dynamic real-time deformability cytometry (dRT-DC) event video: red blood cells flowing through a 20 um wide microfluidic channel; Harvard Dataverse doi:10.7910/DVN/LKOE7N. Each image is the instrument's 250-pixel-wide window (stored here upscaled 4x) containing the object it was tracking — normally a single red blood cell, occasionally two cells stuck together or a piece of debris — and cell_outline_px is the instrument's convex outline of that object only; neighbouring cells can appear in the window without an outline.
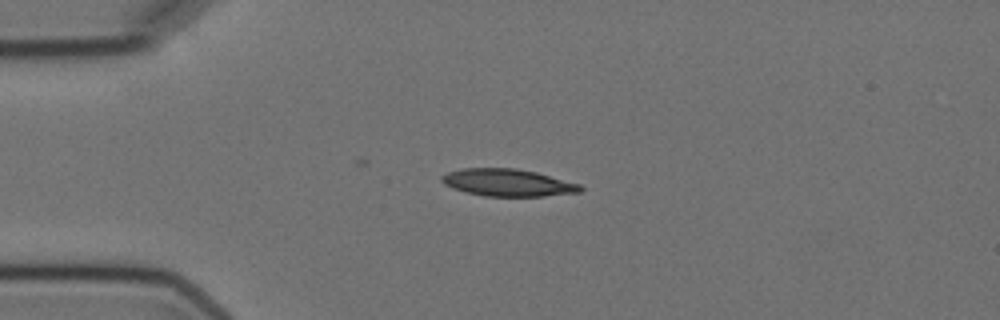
{"species": "Egyptian fruit bat (a non-hibernating species)", "species_latin": "Rousettus aegyptiacus", "temperature_condition": "cold", "stored_images_in_passage": 8, "camera_frame_rate_fps": 3000, "um_per_image_px": 0.085, "animal": {"sex": "female"}, "frame": {"image": 1, "passage_image": 3, "time_ms": 2.0, "image_size_px": [1000, 320], "cell_outline_px": [[584, 188], [580, 192], [544, 196], [484, 196], [452, 188], [444, 184], [440, 180], [440, 176], [448, 172], [464, 168], [516, 168], [536, 172], [580, 184]], "centroid_in_image_um": [43.15, 15.52], "position_along_channel_um": 41.8, "area_um2": 21.96}}
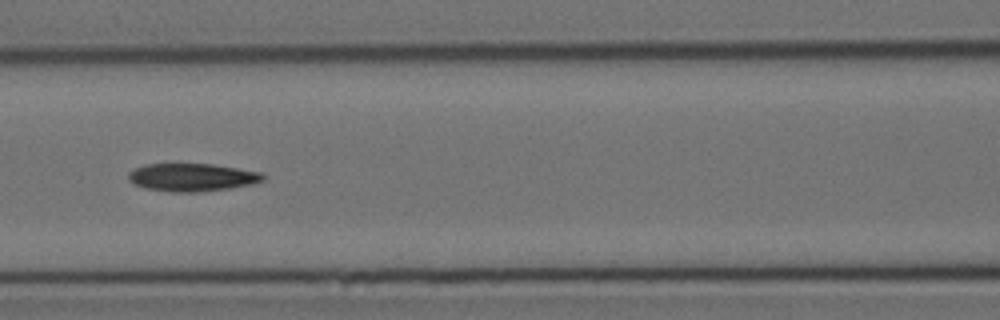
{"frame": {"image": 2, "passage_image": 6, "time_ms": 5.667, "image_size_px": [1000, 320], "cell_outline_px": [[264, 180], [252, 184], [228, 188], [200, 192], [168, 192], [144, 188], [128, 180], [128, 172], [136, 168], [148, 164], [212, 164], [260, 172], [264, 176]], "centroid_in_image_um": [16.3, 15.08], "position_along_channel_um": 150.3, "area_um2": 21.73}}
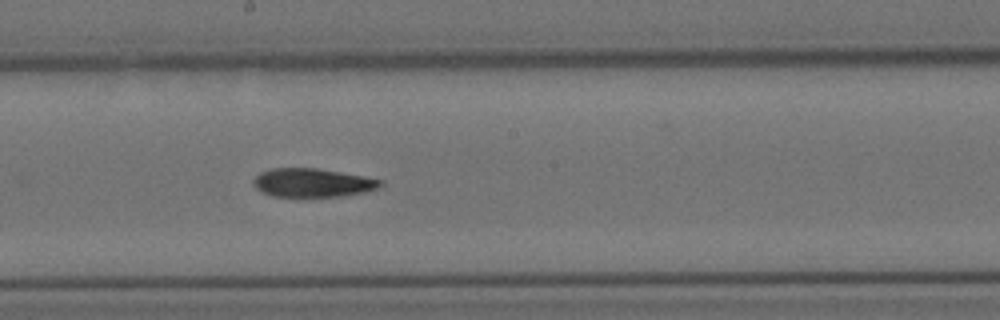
{"frame": {"image": 3, "passage_image": 8, "time_ms": 7.667, "image_size_px": [1000, 320], "cell_outline_px": [[384, 184], [380, 188], [368, 192], [344, 196], [272, 196], [260, 192], [252, 184], [252, 180], [260, 172], [272, 168], [316, 168], [340, 172], [384, 180]], "centroid_in_image_um": [26.58, 15.53], "position_along_channel_um": 221.6, "area_um2": 21.39}}